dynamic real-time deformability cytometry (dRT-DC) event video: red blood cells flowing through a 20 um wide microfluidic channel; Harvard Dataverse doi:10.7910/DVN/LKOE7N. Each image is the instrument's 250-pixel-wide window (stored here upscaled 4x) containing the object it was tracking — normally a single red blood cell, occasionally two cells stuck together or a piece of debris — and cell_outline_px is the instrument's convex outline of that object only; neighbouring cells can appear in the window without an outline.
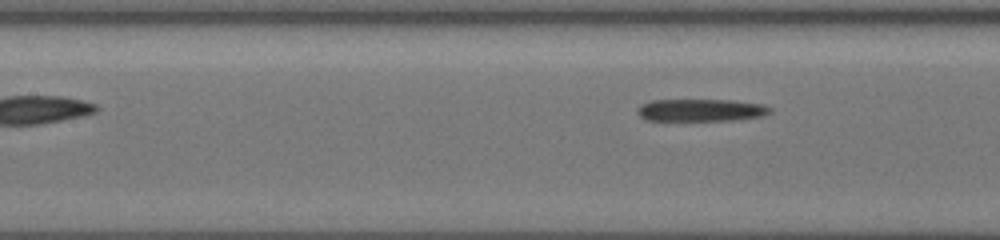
{"species": "common noctule bat (a hibernating species)", "species_latin": "Nyctalus noctula", "temperature_condition": "cold", "stored_images_in_passage": 7, "segment_of_instrument_passage": [2, 2], "camera_frame_rate_fps": 3000, "um_per_image_px": 0.085, "animal": {"sex": "female", "body_mass_g": 19.5, "forearm_length_mm": 54.1}, "frame": {"image": 1, "passage_image": 7, "time_ms": 3.667, "image_size_px": [1000, 240], "cell_outline_px": [[772, 112], [764, 116], [732, 120], [644, 120], [636, 112], [636, 108], [640, 104], [652, 100], [732, 100], [764, 104], [772, 108]], "centroid_in_image_um": [59.58, 9.35], "position_along_channel_um": 147.8, "area_um2": 17.46}}